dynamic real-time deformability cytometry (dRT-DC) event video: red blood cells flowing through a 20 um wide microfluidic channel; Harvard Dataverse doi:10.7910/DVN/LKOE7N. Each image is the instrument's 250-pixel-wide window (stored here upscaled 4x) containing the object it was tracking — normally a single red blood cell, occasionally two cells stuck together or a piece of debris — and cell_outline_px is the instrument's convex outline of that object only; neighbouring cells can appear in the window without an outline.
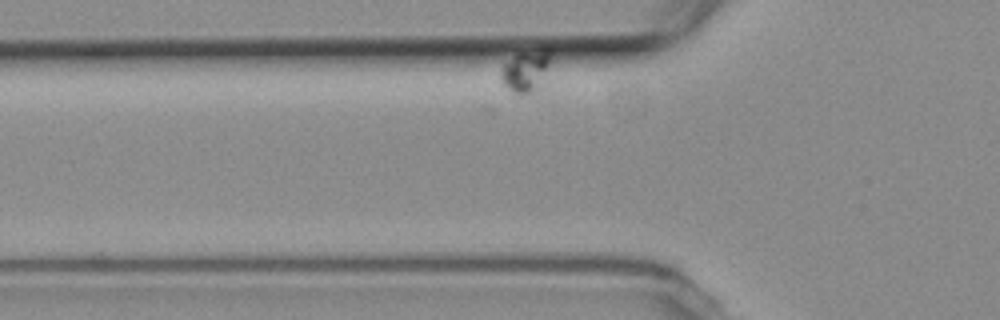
{"species": "common noctule bat (a hibernating species)", "species_latin": "Nyctalus noctula", "temperature_condition": "room temperature", "stored_images_in_passage": 12, "camera_frame_rate_fps": 3000, "um_per_image_px": 0.085, "animal": {"sex": "female", "body_mass_g": 19.3, "forearm_length_mm": 54.1}, "frame": {"image": 1, "passage_image": 2, "time_ms": 1.0, "image_size_px": [1000, 320], "cell_outline_px": [[552, 56], [540, 92], [524, 96], [520, 96], [512, 92], [500, 84], [500, 76], [504, 64], [520, 52], [544, 48], [552, 48]], "centroid_in_image_um": [44.74, 6.09], "position_along_channel_um": 81.1, "area_um2": 12.95}}